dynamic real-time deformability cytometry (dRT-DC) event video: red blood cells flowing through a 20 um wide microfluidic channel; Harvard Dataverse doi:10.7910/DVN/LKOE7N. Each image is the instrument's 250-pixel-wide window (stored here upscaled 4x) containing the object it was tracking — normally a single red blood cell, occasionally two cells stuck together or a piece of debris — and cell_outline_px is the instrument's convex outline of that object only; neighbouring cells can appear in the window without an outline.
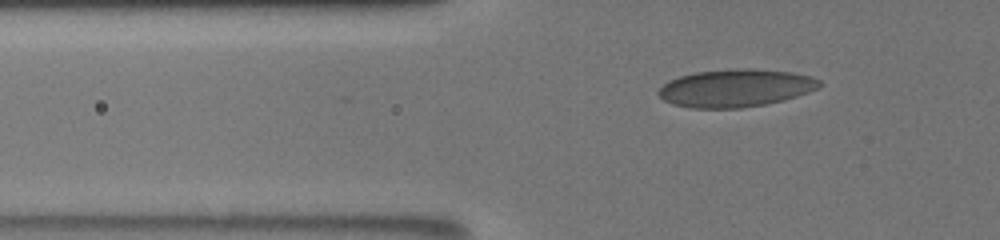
{"species": "human", "species_latin": "Homo sapiens", "temperature_condition": "room temperature", "stored_images_in_passage": 45, "camera_frame_rate_fps": 3000, "um_per_image_px": 0.085, "donor": {"sex": "male"}, "frame": {"image": 1, "passage_image": 8, "time_ms": 2.0, "image_size_px": [1000, 240], "cell_outline_px": [[824, 84], [808, 92], [784, 100], [764, 104], [740, 108], [692, 108], [672, 104], [664, 100], [656, 92], [668, 80], [680, 76], [696, 72], [740, 68], [744, 68], [792, 72], [812, 76], [820, 80]], "centroid_in_image_um": [62.53, 7.48], "position_along_channel_um": 63.3, "area_um2": 35.32}}
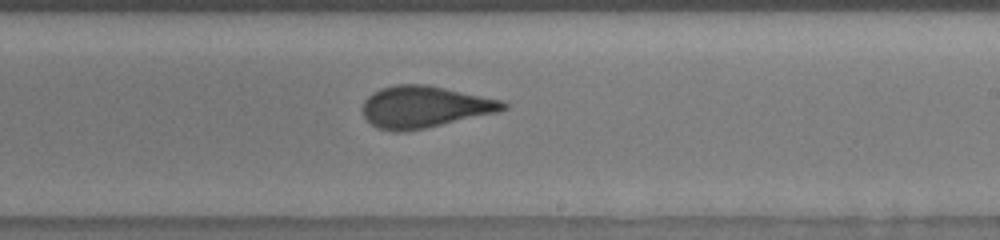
{"frame": {"image": 2, "passage_image": 30, "time_ms": 7.333, "image_size_px": [1000, 240], "cell_outline_px": [[508, 108], [500, 112], [424, 128], [404, 132], [392, 132], [376, 128], [364, 116], [360, 108], [364, 100], [372, 92], [380, 88], [396, 84], [424, 84], [504, 100], [508, 104]], "centroid_in_image_um": [36.07, 9.09], "position_along_channel_um": 252.9, "area_um2": 34.51}}
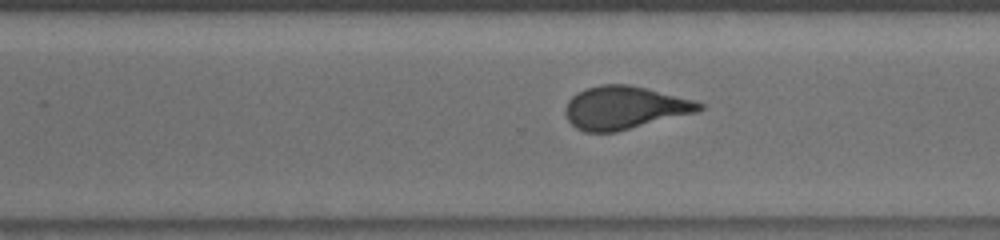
{"frame": {"image": 3, "passage_image": 36, "time_ms": 9.0, "image_size_px": [1000, 240], "cell_outline_px": [[704, 108], [696, 112], [616, 132], [584, 132], [576, 128], [568, 120], [564, 112], [564, 108], [568, 100], [576, 92], [584, 88], [600, 84], [628, 84], [692, 100], [704, 104]], "centroid_in_image_um": [53.01, 9.15], "position_along_channel_um": 317.6, "area_um2": 33.35}}